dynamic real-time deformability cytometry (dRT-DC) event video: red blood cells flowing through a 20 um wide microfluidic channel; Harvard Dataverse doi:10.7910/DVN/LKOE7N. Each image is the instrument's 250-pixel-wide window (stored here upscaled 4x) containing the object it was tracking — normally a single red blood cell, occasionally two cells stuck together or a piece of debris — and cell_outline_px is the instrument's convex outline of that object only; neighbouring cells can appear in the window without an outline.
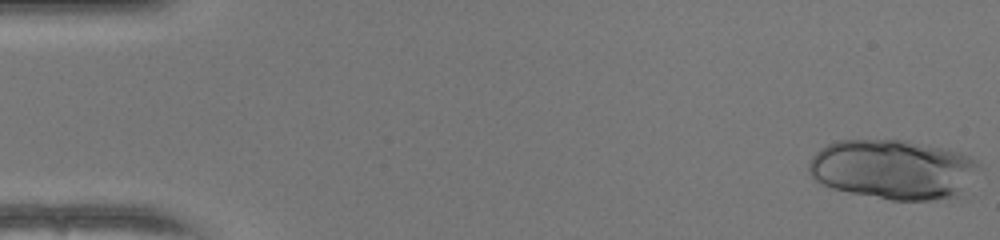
{"species": "human", "species_latin": "Homo sapiens", "temperature_condition": "warm", "stored_images_in_passage": 49, "camera_frame_rate_fps": 3000, "um_per_image_px": 0.085, "donor": {"sex": "female"}, "frame": {"image": 1, "passage_image": 1, "time_ms": 0.0, "image_size_px": [1000, 240], "cell_outline_px": [[984, 168], [960, 196], [936, 200], [892, 200], [832, 188], [820, 184], [812, 180], [808, 172], [808, 164], [812, 156], [820, 148], [836, 140], [908, 140], [944, 148], [960, 152], [972, 156], [980, 160]], "centroid_in_image_um": [76.0, 14.39], "position_along_channel_um": 9.0, "area_um2": 60.4}}
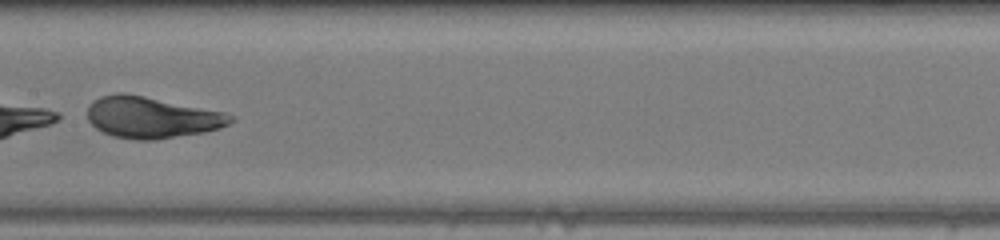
{"frame": {"image": 2, "passage_image": 26, "time_ms": 8.333, "image_size_px": [1000, 240], "cell_outline_px": [[236, 120], [220, 128], [204, 132], [152, 140], [136, 140], [112, 136], [96, 128], [88, 120], [88, 104], [92, 100], [100, 96], [116, 92], [124, 92], [224, 112], [236, 116]], "centroid_in_image_um": [12.88, 9.97], "position_along_channel_um": 194.5, "area_um2": 34.62}}
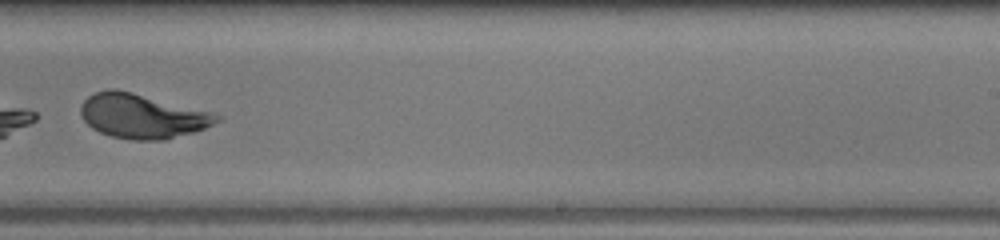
{"frame": {"image": 3, "passage_image": 32, "time_ms": 10.333, "image_size_px": [1000, 240], "cell_outline_px": [[224, 120], [196, 132], [164, 140], [132, 140], [112, 136], [100, 132], [92, 128], [84, 120], [80, 112], [80, 108], [84, 100], [88, 96], [96, 92], [108, 88], [116, 88], [216, 112], [224, 116]], "centroid_in_image_um": [12.18, 9.86], "position_along_channel_um": 276.8, "area_um2": 35.89}}